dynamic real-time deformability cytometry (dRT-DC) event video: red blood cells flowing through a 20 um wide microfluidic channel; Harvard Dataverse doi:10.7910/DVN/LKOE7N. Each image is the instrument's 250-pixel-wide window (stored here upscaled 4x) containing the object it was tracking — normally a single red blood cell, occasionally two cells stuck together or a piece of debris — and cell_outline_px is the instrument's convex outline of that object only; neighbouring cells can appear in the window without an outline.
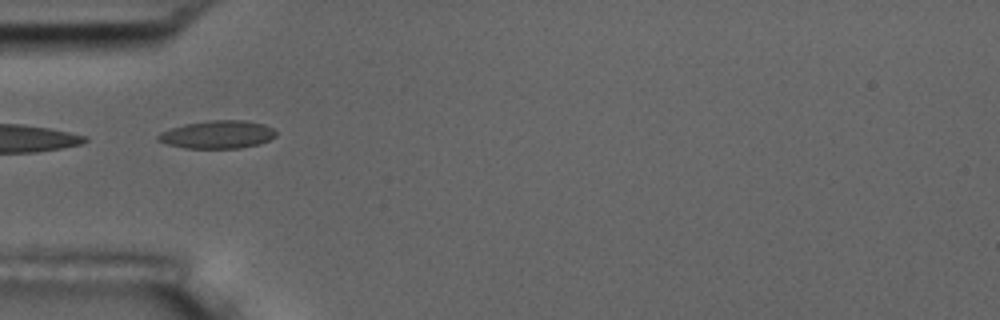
{"species": "common noctule bat (a hibernating species)", "species_latin": "Nyctalus noctula", "temperature_condition": "room temperature", "stored_images_in_passage": 15, "camera_frame_rate_fps": 3000, "um_per_image_px": 0.085, "animal": {"sex": "male", "body_mass_g": 17.5, "forearm_length_mm": 52.3}, "frame": {"image": 1, "passage_image": 5, "time_ms": 5.333, "image_size_px": [1000, 320], "cell_outline_px": [[276, 136], [260, 144], [240, 148], [184, 148], [168, 144], [156, 140], [156, 136], [160, 132], [184, 124], [208, 120], [244, 120], [264, 124], [272, 128], [276, 132]], "centroid_in_image_um": [18.48, 11.43], "position_along_channel_um": 66.5, "area_um2": 19.25}}
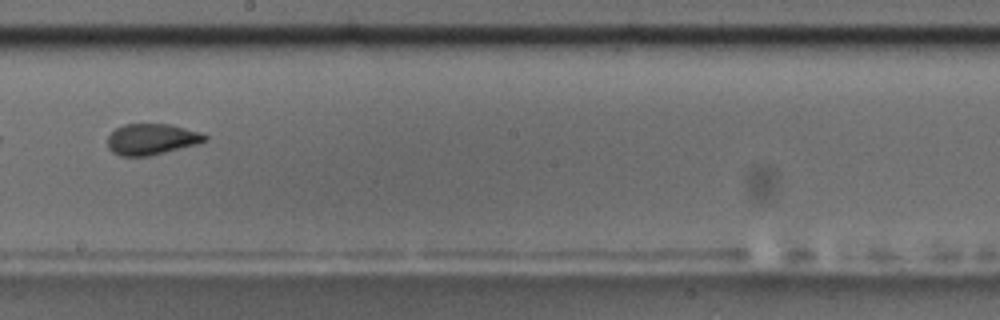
{"frame": {"image": 2, "passage_image": 9, "time_ms": 10.0, "image_size_px": [1000, 320], "cell_outline_px": [[208, 140], [196, 144], [148, 156], [120, 156], [112, 152], [108, 148], [108, 136], [116, 128], [124, 124], [172, 124], [200, 132], [208, 136]], "centroid_in_image_um": [12.88, 11.82], "position_along_channel_um": 235.3, "area_um2": 17.57}, "authors_computed_cell_mechanics": {"area_um2": 18.9584, "velocity_mm_per_s": 3.6325, "shape_relaxation_time_tau1_ms": 5.9171, "shape_relaxation_time_tau2_ms": 1.1565, "deformation_change_tau1": 0.1394, "deformation_change_tau2": 0.0456}}